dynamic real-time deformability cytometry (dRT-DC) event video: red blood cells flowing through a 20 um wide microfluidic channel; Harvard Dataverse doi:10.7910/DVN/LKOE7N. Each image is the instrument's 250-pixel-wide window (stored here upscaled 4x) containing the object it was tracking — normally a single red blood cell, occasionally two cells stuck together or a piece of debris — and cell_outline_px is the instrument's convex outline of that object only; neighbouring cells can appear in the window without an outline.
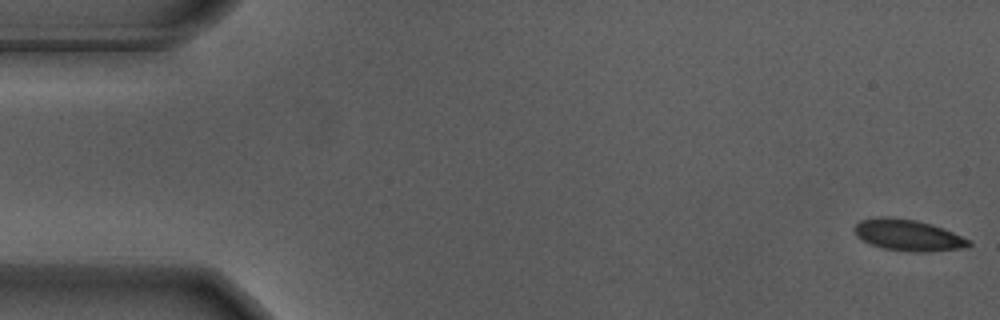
{"species": "Egyptian fruit bat (a non-hibernating species)", "species_latin": "Rousettus aegyptiacus", "temperature_condition": "warm", "stored_images_in_passage": 56, "camera_frame_rate_fps": 3000, "um_per_image_px": 0.085, "animal": {"sex": "male"}, "frame": {"image": 1, "passage_image": 1, "time_ms": 0.0, "image_size_px": [1000, 320], "cell_outline_px": [[972, 244], [964, 248], [928, 252], [912, 252], [884, 248], [872, 244], [856, 236], [856, 224], [860, 220], [876, 216], [888, 216], [916, 220], [932, 224], [944, 228], [972, 240]], "centroid_in_image_um": [77.24, 19.98], "position_along_channel_um": 7.8, "area_um2": 20.98}}
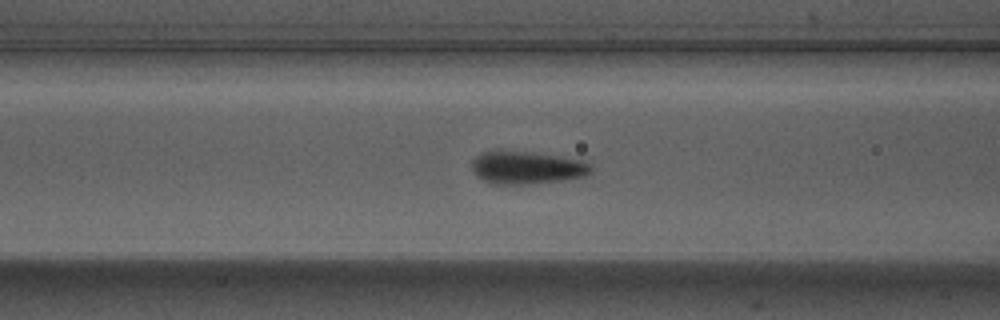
{"frame": {"image": 2, "passage_image": 22, "time_ms": 7.0, "image_size_px": [1000, 320], "cell_outline_px": [[592, 172], [584, 176], [564, 180], [528, 184], [488, 184], [476, 176], [472, 172], [472, 160], [480, 152], [492, 148], [500, 148], [588, 160], [592, 164]], "centroid_in_image_um": [44.73, 14.21], "position_along_channel_um": 121.9, "area_um2": 23.76}}
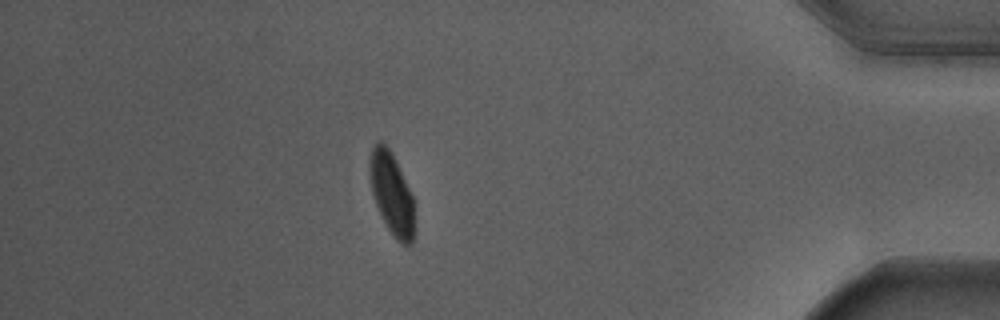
{"frame": {"image": 3, "passage_image": 49, "time_ms": 16.0, "image_size_px": [1000, 320], "cell_outline_px": [[416, 232], [412, 244], [400, 244], [392, 236], [376, 204], [372, 192], [368, 172], [368, 164], [372, 148], [380, 140], [388, 148], [396, 160], [416, 204]], "centroid_in_image_um": [33.34, 16.53], "position_along_channel_um": 401.9, "area_um2": 21.96}, "authors_computed_cell_mechanics": {"area_um2": 21.675, "velocity_mm_per_s": 3.6378, "shape_relaxation_time_tau1_ms": 2.0271, "shape_relaxation_time_tau2_ms": null, "deformation_change_tau1": 0.1583, "deformation_change_tau2": null}}